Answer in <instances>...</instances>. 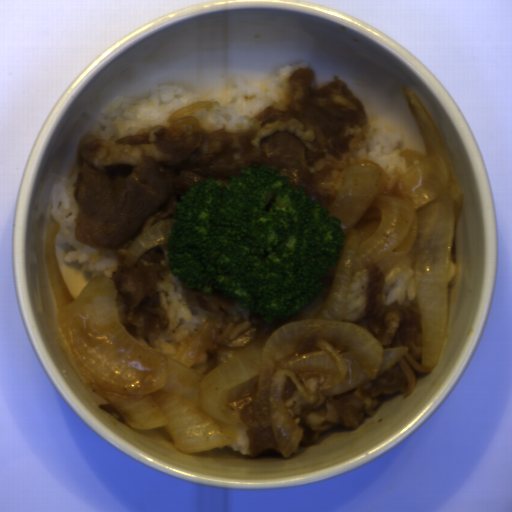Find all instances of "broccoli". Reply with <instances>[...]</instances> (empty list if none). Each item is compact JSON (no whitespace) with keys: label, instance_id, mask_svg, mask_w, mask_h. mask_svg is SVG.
I'll return each instance as SVG.
<instances>
[{"label":"broccoli","instance_id":"obj_1","mask_svg":"<svg viewBox=\"0 0 512 512\" xmlns=\"http://www.w3.org/2000/svg\"><path fill=\"white\" fill-rule=\"evenodd\" d=\"M239 171L226 184L211 176L195 182L180 196L166 257L183 286L221 290L273 323L318 297L346 235L341 219L275 168Z\"/></svg>","mask_w":512,"mask_h":512}]
</instances>
